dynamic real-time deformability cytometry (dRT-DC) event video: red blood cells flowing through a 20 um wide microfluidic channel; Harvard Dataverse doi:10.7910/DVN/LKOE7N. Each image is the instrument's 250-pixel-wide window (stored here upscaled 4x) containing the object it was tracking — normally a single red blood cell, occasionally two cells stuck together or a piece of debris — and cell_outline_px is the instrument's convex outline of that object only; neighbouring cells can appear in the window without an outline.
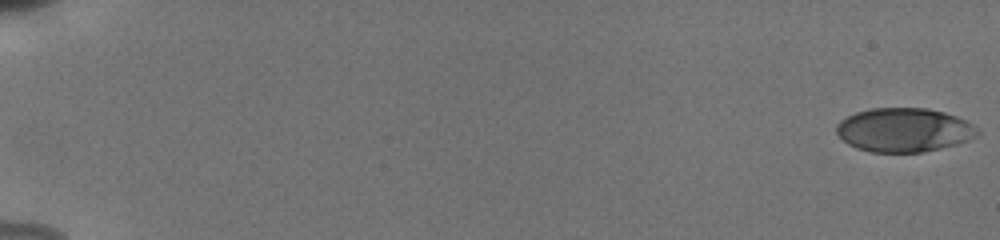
{"species": "human", "species_latin": "Homo sapiens", "temperature_condition": "cold", "stored_images_in_passage": 25, "camera_frame_rate_fps": 3000, "um_per_image_px": 0.085, "donor": {"sex": "male"}, "frame": {"image": 1, "passage_image": 1, "time_ms": 0.0, "image_size_px": [1000, 240], "cell_outline_px": [[980, 132], [976, 136], [968, 140], [956, 144], [940, 148], [920, 152], [872, 152], [856, 148], [848, 144], [836, 132], [836, 124], [840, 120], [856, 112], [872, 108], [928, 108], [944, 112], [956, 116], [972, 124]], "centroid_in_image_um": [76.82, 11.04], "position_along_channel_um": 8.2, "area_um2": 35.95}}
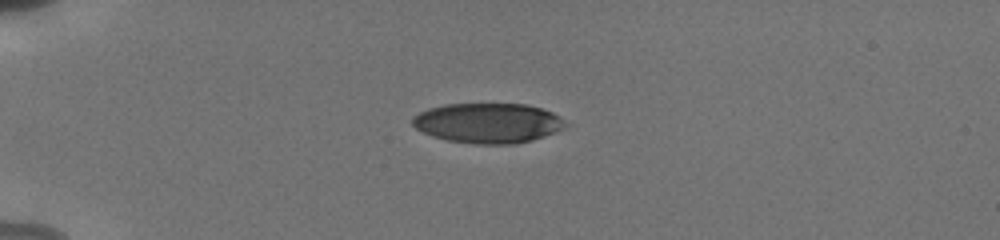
{"frame": {"image": 2, "passage_image": 16, "time_ms": 5.0, "image_size_px": [1000, 240], "cell_outline_px": [[568, 124], [564, 128], [556, 132], [532, 140], [516, 144], [476, 144], [448, 140], [432, 136], [416, 128], [412, 124], [412, 116], [428, 108], [444, 104], [528, 104], [552, 112], [560, 116]], "centroid_in_image_um": [41.49, 10.45], "position_along_channel_um": 43.5, "area_um2": 35.78}}
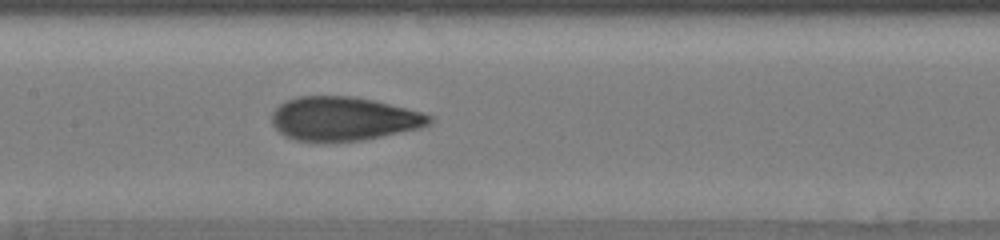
{"frame": {"image": 3, "passage_image": 25, "time_ms": 9.667, "image_size_px": [1000, 240], "cell_outline_px": [[432, 120], [428, 124], [420, 128], [364, 140], [328, 144], [320, 144], [296, 140], [284, 136], [272, 124], [272, 112], [280, 104], [296, 96], [356, 96], [376, 100], [420, 112], [432, 116]], "centroid_in_image_um": [29.16, 10.12], "position_along_channel_um": 178.2, "area_um2": 40.98}}